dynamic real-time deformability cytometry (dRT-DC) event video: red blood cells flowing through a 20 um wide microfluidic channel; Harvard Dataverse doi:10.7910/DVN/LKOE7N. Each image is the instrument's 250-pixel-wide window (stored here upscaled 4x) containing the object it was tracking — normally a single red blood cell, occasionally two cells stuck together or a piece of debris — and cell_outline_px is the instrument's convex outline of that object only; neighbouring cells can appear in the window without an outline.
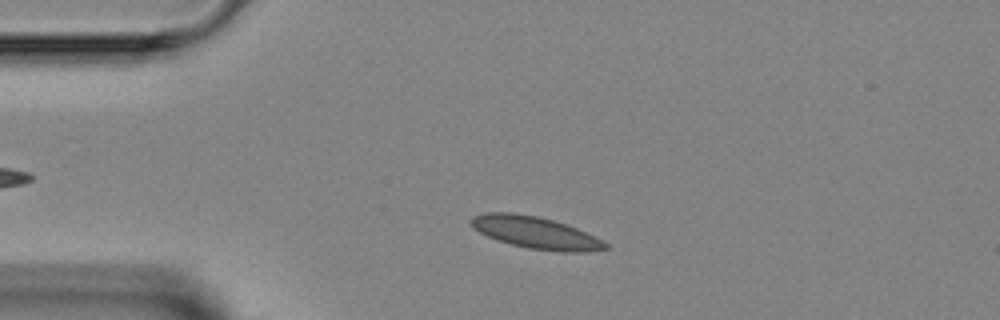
{"species": "Egyptian fruit bat (a non-hibernating species)", "species_latin": "Rousettus aegyptiacus", "temperature_condition": "room temperature", "stored_images_in_passage": 3, "camera_frame_rate_fps": 3000, "um_per_image_px": 0.085, "animal": {"sex": "female"}, "frame": {"image": 1, "passage_image": 2, "time_ms": 1.333, "image_size_px": [1000, 320], "cell_outline_px": [[612, 248], [588, 252], [560, 252], [528, 248], [496, 240], [472, 228], [468, 224], [468, 220], [472, 216], [484, 212], [512, 212], [536, 216], [552, 220], [576, 228], [608, 244]], "centroid_in_image_um": [45.46, 19.77], "position_along_channel_um": 39.5, "area_um2": 25.09}}